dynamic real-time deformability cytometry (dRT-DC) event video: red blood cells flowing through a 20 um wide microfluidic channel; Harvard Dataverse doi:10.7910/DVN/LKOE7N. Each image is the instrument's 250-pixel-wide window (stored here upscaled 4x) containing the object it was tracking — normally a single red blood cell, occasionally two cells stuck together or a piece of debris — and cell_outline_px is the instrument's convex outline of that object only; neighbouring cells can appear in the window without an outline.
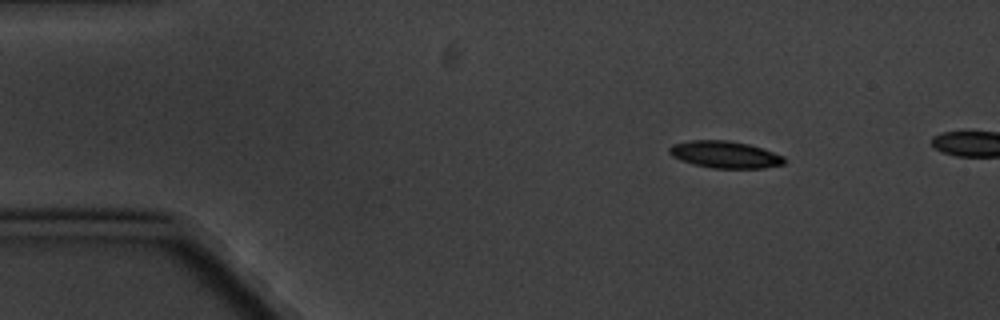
{"species": "common noctule bat (a hibernating species)", "species_latin": "Nyctalus noctula", "temperature_condition": "cold", "stored_images_in_passage": 2, "camera_frame_rate_fps": 3000, "um_per_image_px": 0.085, "animal": {"sex": "male", "body_mass_g": 20.1, "forearm_length_mm": 53.5}, "frame": {"image": 1, "passage_image": 1, "time_ms": 0.0, "image_size_px": [1000, 320], "cell_outline_px": [[784, 164], [764, 168], [712, 168], [692, 164], [680, 160], [672, 156], [668, 152], [668, 148], [672, 144], [692, 140], [728, 140], [748, 144], [784, 156]], "centroid_in_image_um": [61.58, 13.14], "position_along_channel_um": 23.4, "area_um2": 18.03}}